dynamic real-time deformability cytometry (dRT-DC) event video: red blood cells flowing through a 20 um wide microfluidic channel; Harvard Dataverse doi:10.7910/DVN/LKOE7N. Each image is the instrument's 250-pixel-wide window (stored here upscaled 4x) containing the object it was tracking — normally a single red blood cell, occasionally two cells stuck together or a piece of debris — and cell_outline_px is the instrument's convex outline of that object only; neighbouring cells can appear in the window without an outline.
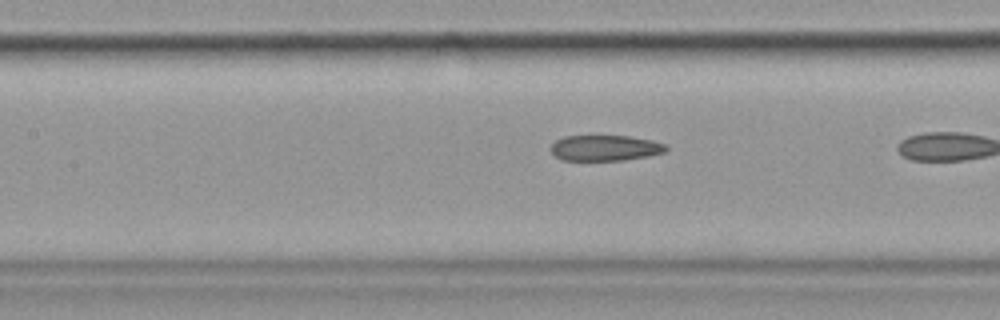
{"species": "common noctule bat (a hibernating species)", "species_latin": "Nyctalus noctula", "temperature_condition": "cold", "stored_images_in_passage": 27, "camera_frame_rate_fps": 3000, "um_per_image_px": 0.085, "animal": {"sex": "female", "body_mass_g": 19.9}, "frame": {"image": 1, "passage_image": 20, "time_ms": 6.333, "image_size_px": [1000, 320], "cell_outline_px": [[668, 148], [664, 152], [648, 156], [624, 160], [560, 160], [552, 152], [552, 144], [556, 140], [564, 136], [628, 136], [652, 140], [664, 144]], "centroid_in_image_um": [51.43, 12.58], "position_along_channel_um": 156.0, "area_um2": 17.11}}